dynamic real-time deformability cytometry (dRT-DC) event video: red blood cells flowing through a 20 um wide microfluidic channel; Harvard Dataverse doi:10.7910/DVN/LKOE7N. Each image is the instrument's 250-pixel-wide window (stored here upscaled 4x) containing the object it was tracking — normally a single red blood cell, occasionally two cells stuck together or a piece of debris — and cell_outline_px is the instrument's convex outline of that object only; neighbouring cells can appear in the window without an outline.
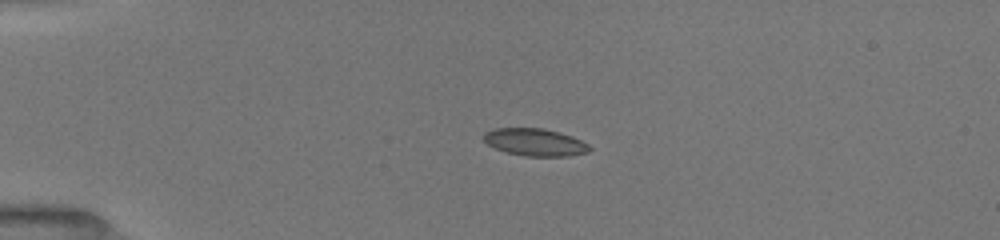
{"species": "common noctule bat (a hibernating species)", "species_latin": "Nyctalus noctula", "temperature_condition": "room temperature", "stored_images_in_passage": 65, "camera_frame_rate_fps": 3000, "um_per_image_px": 0.085, "animal": {"sex": "female", "body_mass_g": 19.5, "forearm_length_mm": 54.1}, "frame": {"image": 1, "passage_image": 1, "time_ms": 0.0, "image_size_px": [1000, 240], "cell_outline_px": [[592, 148], [588, 152], [568, 156], [524, 156], [504, 152], [488, 144], [480, 136], [484, 132], [496, 128], [544, 128], [560, 132], [572, 136], [588, 144]], "centroid_in_image_um": [45.45, 12.08], "position_along_channel_um": 39.5, "area_um2": 17.05}}
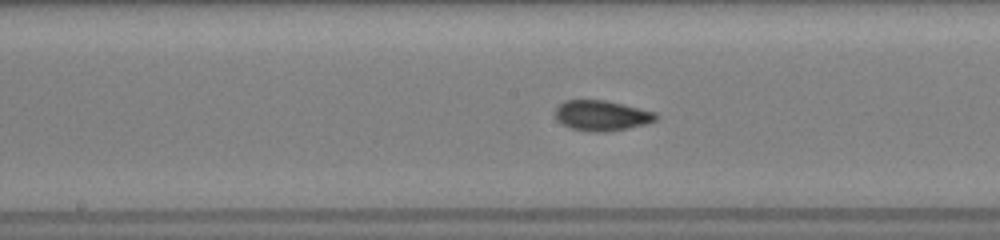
{"frame": {"image": 2, "passage_image": 25, "time_ms": 5.0, "image_size_px": [1000, 240], "cell_outline_px": [[660, 116], [656, 120], [648, 124], [628, 128], [604, 132], [592, 132], [572, 128], [556, 120], [556, 108], [564, 100], [604, 100], [640, 108], [656, 112]], "centroid_in_image_um": [51.19, 9.82], "position_along_channel_um": 197.0, "area_um2": 17.8}}
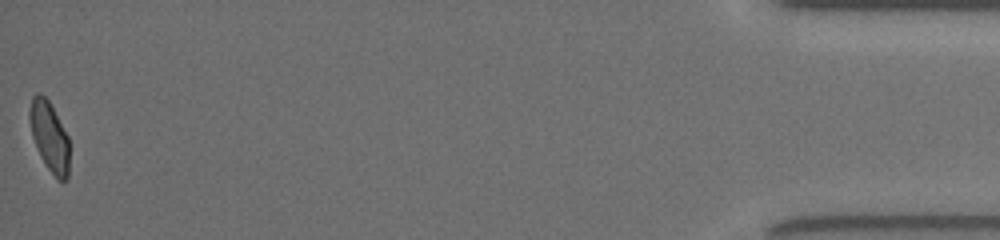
{"frame": {"image": 3, "passage_image": 64, "time_ms": 13.0, "image_size_px": [1000, 240], "cell_outline_px": [[68, 176], [64, 180], [56, 180], [40, 156], [32, 136], [28, 116], [28, 112], [32, 96], [36, 92], [40, 92], [48, 100], [68, 136]], "centroid_in_image_um": [4.17, 11.58], "position_along_channel_um": 431.0, "area_um2": 16.07}, "authors_computed_cell_mechanics": {"area_um2": 17.051, "velocity_mm_per_s": 4.0087, "shape_relaxation_time_tau1_ms": 5.0085, "shape_relaxation_time_tau2_ms": 1.3572, "deformation_change_tau1": 0.1539, "deformation_change_tau2": 0.0596}}